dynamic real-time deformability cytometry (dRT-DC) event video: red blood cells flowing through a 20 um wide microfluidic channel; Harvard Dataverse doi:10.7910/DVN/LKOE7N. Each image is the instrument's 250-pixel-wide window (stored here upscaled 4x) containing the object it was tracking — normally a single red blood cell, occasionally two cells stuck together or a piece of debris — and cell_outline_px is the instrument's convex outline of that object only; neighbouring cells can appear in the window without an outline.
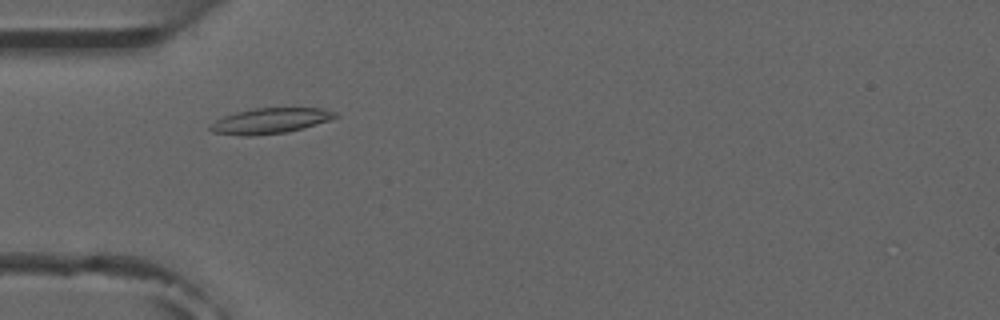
{"species": "common noctule bat (a hibernating species)", "species_latin": "Nyctalus noctula", "temperature_condition": "room temperature", "stored_images_in_passage": 5, "camera_frame_rate_fps": 3000, "um_per_image_px": 0.085, "animal": {"sex": "male", "forearm_length_mm": 52.5}, "frame": {"image": 1, "passage_image": 1, "time_ms": 0.0, "image_size_px": [1000, 320], "cell_outline_px": [[340, 116], [304, 128], [284, 132], [252, 136], [240, 136], [212, 132], [208, 128], [208, 124], [224, 116], [236, 112], [256, 108], [324, 108], [336, 112]], "centroid_in_image_um": [22.94, 10.27], "position_along_channel_um": 62.1, "area_um2": 18.61}}
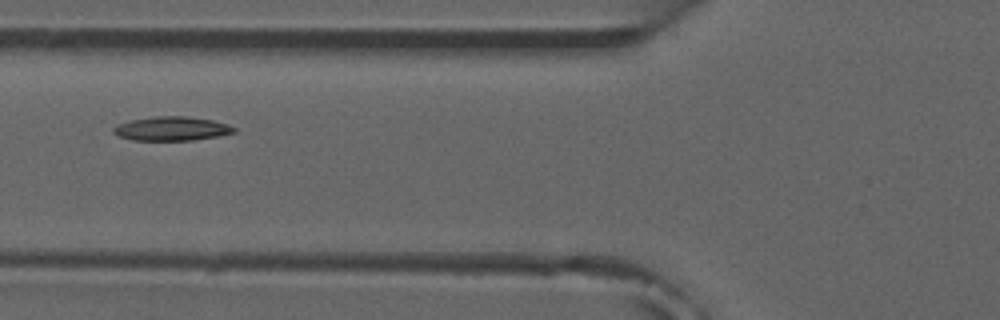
{"frame": {"image": 2, "passage_image": 2, "time_ms": 1.333, "image_size_px": [1000, 320], "cell_outline_px": [[236, 132], [216, 136], [192, 140], [132, 140], [116, 136], [112, 132], [112, 128], [120, 124], [132, 120], [156, 116], [184, 116], [212, 120], [228, 124], [236, 128]], "centroid_in_image_um": [14.58, 10.94], "position_along_channel_um": 111.2, "area_um2": 16.76}}
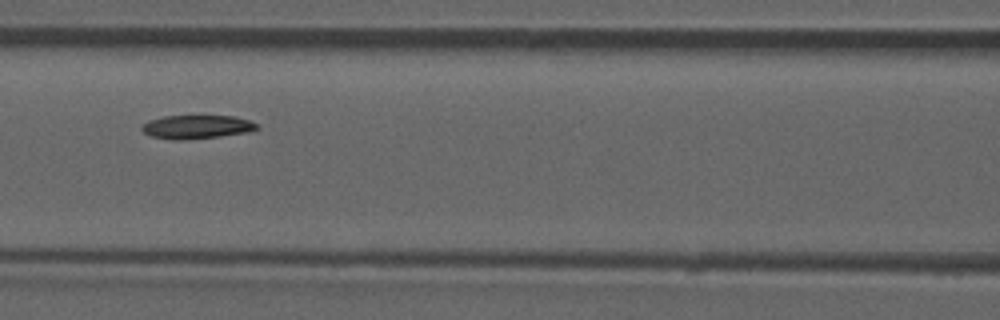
{"frame": {"image": 3, "passage_image": 3, "time_ms": 2.333, "image_size_px": [1000, 320], "cell_outline_px": [[260, 128], [248, 132], [220, 136], [180, 140], [172, 140], [152, 136], [144, 132], [140, 128], [140, 124], [148, 120], [164, 116], [200, 112], [236, 116], [248, 120], [256, 124]], "centroid_in_image_um": [16.7, 10.72], "position_along_channel_um": 149.9, "area_um2": 16.88}}